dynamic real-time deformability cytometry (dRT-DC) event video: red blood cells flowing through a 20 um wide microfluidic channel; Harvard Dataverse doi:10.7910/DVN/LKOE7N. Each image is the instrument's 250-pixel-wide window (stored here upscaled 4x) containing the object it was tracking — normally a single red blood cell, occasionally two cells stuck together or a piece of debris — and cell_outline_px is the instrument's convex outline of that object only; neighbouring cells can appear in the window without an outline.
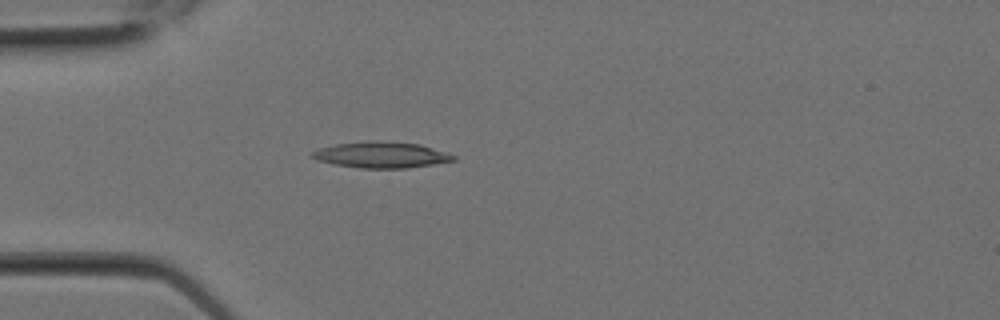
{"species": "Egyptian fruit bat (a non-hibernating species)", "species_latin": "Rousettus aegyptiacus", "temperature_condition": "room temperature", "stored_images_in_passage": 10, "camera_frame_rate_fps": 3000, "um_per_image_px": 0.085, "animal": {"sex": "female"}, "frame": {"image": 1, "passage_image": 7, "time_ms": 2.0, "image_size_px": [1000, 320], "cell_outline_px": [[456, 160], [408, 168], [360, 168], [336, 164], [316, 160], [312, 156], [312, 152], [320, 148], [336, 144], [368, 140], [380, 140], [420, 144], [448, 152], [456, 156]], "centroid_in_image_um": [32.45, 13.15], "position_along_channel_um": 52.6, "area_um2": 21.5}}
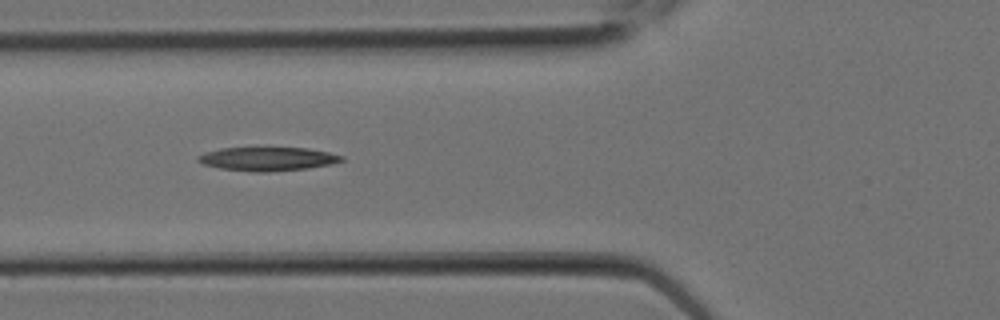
{"frame": {"image": 2, "passage_image": 9, "time_ms": 2.667, "image_size_px": [1000, 320], "cell_outline_px": [[344, 160], [332, 164], [308, 168], [268, 172], [252, 172], [220, 168], [204, 164], [196, 160], [196, 156], [204, 152], [220, 148], [308, 148], [328, 152], [344, 156]], "centroid_in_image_um": [22.74, 13.51], "position_along_channel_um": 103.1, "area_um2": 19.88}}
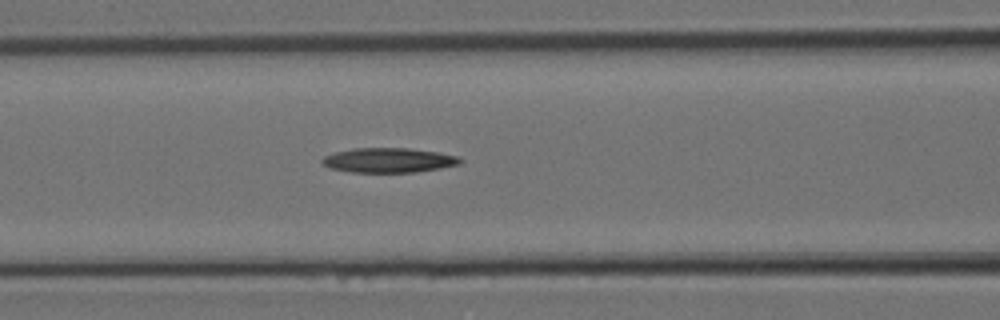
{"frame": {"image": 3, "passage_image": 10, "time_ms": 3.0, "image_size_px": [1000, 320], "cell_outline_px": [[464, 160], [460, 164], [440, 168], [416, 172], [352, 172], [332, 168], [324, 164], [320, 160], [324, 156], [336, 152], [352, 148], [408, 148], [440, 152], [456, 156]], "centroid_in_image_um": [33.07, 13.61], "position_along_channel_um": 133.5, "area_um2": 19.77}}